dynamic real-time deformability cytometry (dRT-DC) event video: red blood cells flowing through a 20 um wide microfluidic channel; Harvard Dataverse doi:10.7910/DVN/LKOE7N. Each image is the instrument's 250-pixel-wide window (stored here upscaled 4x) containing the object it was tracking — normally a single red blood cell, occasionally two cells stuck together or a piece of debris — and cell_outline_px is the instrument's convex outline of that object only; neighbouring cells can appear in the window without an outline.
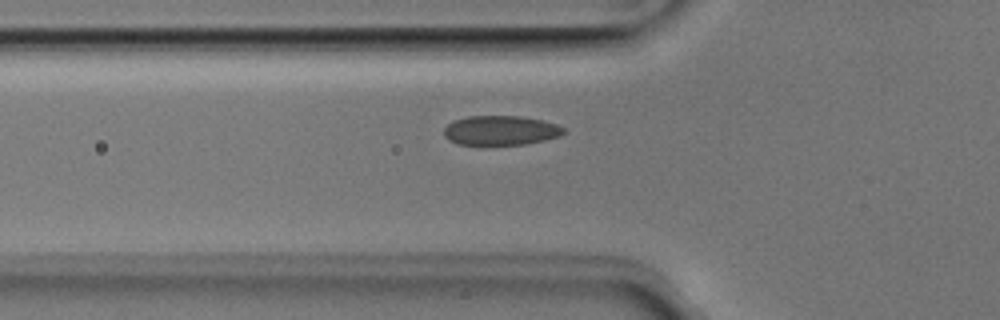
{"species": "Egyptian fruit bat (a non-hibernating species)", "species_latin": "Rousettus aegyptiacus", "temperature_condition": "room temperature", "stored_images_in_passage": 34, "camera_frame_rate_fps": 3000, "um_per_image_px": 0.085, "animal": {"sex": "male"}, "frame": {"image": 1, "passage_image": 6, "time_ms": 1.667, "image_size_px": [1000, 320], "cell_outline_px": [[564, 132], [560, 136], [544, 140], [524, 144], [456, 144], [448, 140], [444, 136], [444, 128], [452, 120], [468, 116], [520, 116], [540, 120], [556, 124], [564, 128]], "centroid_in_image_um": [42.51, 11.08], "position_along_channel_um": 83.3, "area_um2": 20.46}}
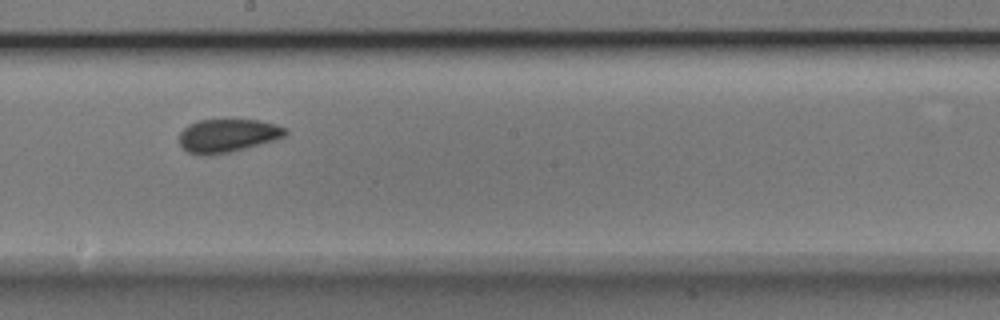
{"frame": {"image": 2, "passage_image": 17, "time_ms": 5.333, "image_size_px": [1000, 320], "cell_outline_px": [[288, 132], [284, 136], [276, 140], [228, 152], [208, 156], [200, 156], [188, 152], [180, 144], [180, 132], [188, 124], [200, 120], [256, 120], [276, 124], [288, 128]], "centroid_in_image_um": [19.35, 11.53], "position_along_channel_um": 228.8, "area_um2": 20.58}}
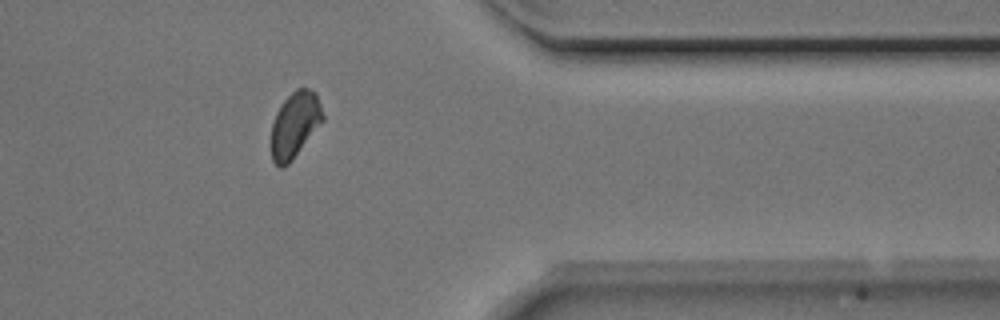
{"frame": {"image": 3, "passage_image": 30, "time_ms": 9.667, "image_size_px": [1000, 320], "cell_outline_px": [[324, 120], [292, 160], [284, 168], [280, 168], [272, 160], [272, 124], [276, 112], [280, 104], [296, 88], [308, 88], [316, 92], [324, 116]], "centroid_in_image_um": [25.07, 10.59], "position_along_channel_um": 386.3, "area_um2": 19.71}}